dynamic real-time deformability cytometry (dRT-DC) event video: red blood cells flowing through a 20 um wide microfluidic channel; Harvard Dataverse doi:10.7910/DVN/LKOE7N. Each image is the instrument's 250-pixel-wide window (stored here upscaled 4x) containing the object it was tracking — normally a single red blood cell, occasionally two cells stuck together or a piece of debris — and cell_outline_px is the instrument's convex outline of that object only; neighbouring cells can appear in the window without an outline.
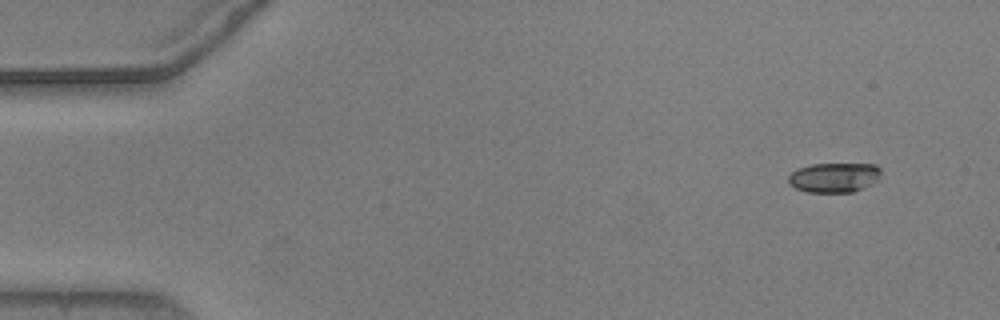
{"species": "common noctule bat (a hibernating species)", "species_latin": "Nyctalus noctula", "temperature_condition": "warm", "stored_images_in_passage": 52, "camera_frame_rate_fps": 3000, "um_per_image_px": 0.085, "animal": {"sex": "male", "body_mass_g": 20.5, "forearm_length_mm": 52.5}, "frame": {"image": 1, "passage_image": 1, "time_ms": 0.0, "image_size_px": [1000, 320], "cell_outline_px": [[880, 180], [872, 184], [852, 192], [808, 192], [796, 188], [788, 180], [788, 176], [796, 168], [812, 164], [876, 164], [880, 168]], "centroid_in_image_um": [70.93, 15.08], "position_along_channel_um": 14.1, "area_um2": 16.07}}
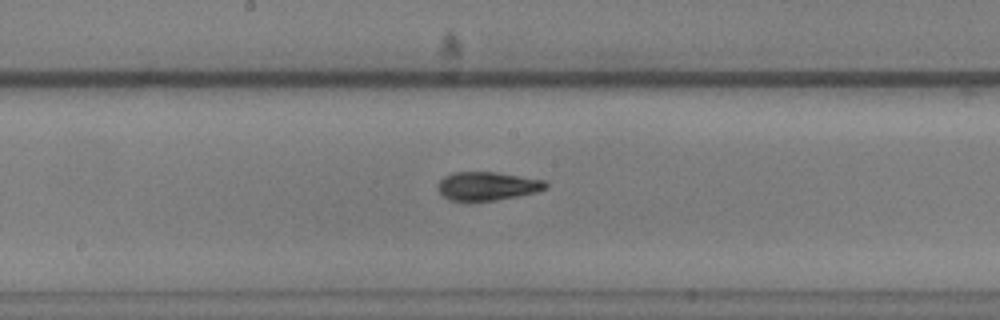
{"frame": {"image": 2, "passage_image": 26, "time_ms": 8.333, "image_size_px": [1000, 320], "cell_outline_px": [[548, 188], [536, 192], [496, 200], [464, 204], [448, 200], [436, 188], [440, 180], [444, 176], [452, 172], [496, 172], [544, 180], [548, 184]], "centroid_in_image_um": [41.36, 15.85], "position_along_channel_um": 206.8, "area_um2": 18.5}}
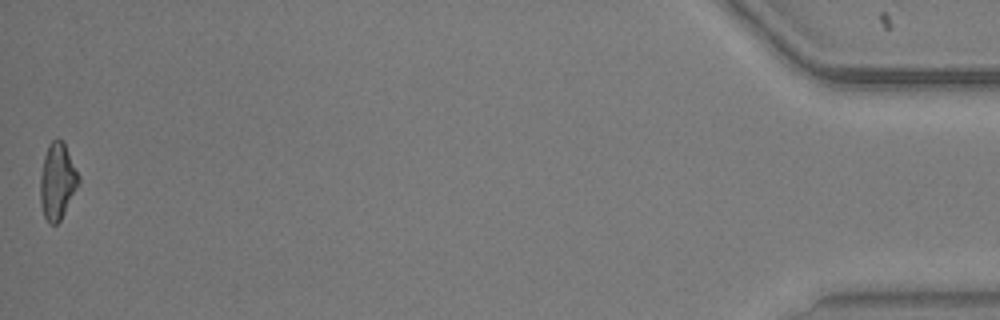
{"frame": {"image": 3, "passage_image": 52, "time_ms": 17.0, "image_size_px": [1000, 320], "cell_outline_px": [[80, 180], [60, 220], [56, 224], [48, 224], [44, 216], [40, 204], [40, 176], [44, 156], [48, 144], [52, 140], [64, 140], [80, 176]], "centroid_in_image_um": [4.86, 15.38], "position_along_channel_um": 430.3, "area_um2": 17.05}, "authors_computed_cell_mechanics": {"area_um2": 17.4556, "velocity_mm_per_s": 3.6822, "shape_relaxation_time_tau1_ms": 4.3807, "shape_relaxation_time_tau2_ms": 0.8922, "deformation_change_tau1": 0.1489, "deformation_change_tau2": 0.0531}}